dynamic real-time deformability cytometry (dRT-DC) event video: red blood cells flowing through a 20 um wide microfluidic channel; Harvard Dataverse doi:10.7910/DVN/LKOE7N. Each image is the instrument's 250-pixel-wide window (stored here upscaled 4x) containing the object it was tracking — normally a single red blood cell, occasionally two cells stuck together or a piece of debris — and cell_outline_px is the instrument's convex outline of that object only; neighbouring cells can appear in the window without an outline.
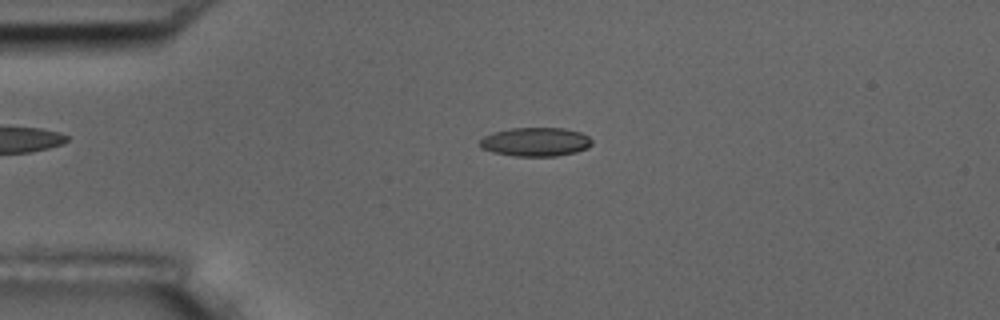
{"species": "common noctule bat (a hibernating species)", "species_latin": "Nyctalus noctula", "temperature_condition": "room temperature", "stored_images_in_passage": 4, "camera_frame_rate_fps": 3000, "um_per_image_px": 0.085, "animal": {"sex": "male", "body_mass_g": 17.5, "forearm_length_mm": 52.3}, "frame": {"image": 1, "passage_image": 3, "time_ms": 2.333, "image_size_px": [1000, 320], "cell_outline_px": [[592, 144], [588, 148], [576, 152], [556, 156], [512, 156], [492, 152], [480, 148], [480, 140], [484, 136], [492, 132], [512, 128], [564, 128], [580, 132], [588, 136], [592, 140]], "centroid_in_image_um": [45.51, 12.06], "position_along_channel_um": 39.5, "area_um2": 18.96}}